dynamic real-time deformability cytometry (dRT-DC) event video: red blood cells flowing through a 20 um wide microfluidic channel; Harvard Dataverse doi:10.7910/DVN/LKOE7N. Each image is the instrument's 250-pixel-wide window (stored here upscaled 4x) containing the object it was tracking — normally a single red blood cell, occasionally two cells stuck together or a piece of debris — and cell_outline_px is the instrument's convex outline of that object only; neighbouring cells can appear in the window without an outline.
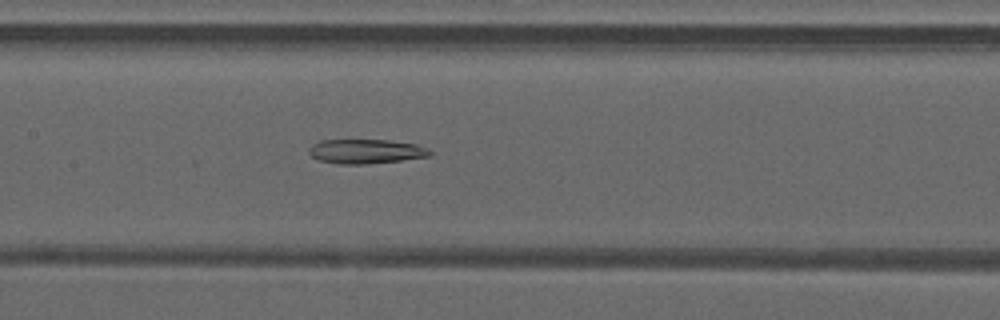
{"species": "common noctule bat (a hibernating species)", "species_latin": "Nyctalus noctula", "temperature_condition": "warm", "stored_images_in_passage": 49, "camera_frame_rate_fps": 3000, "um_per_image_px": 0.085, "animal": {"sex": "male", "forearm_length_mm": 52.5}, "frame": {"image": 1, "passage_image": 24, "time_ms": 7.667, "image_size_px": [1000, 320], "cell_outline_px": [[432, 156], [400, 160], [364, 164], [336, 164], [320, 160], [312, 156], [308, 152], [308, 148], [312, 144], [320, 140], [388, 140], [416, 144], [428, 148], [432, 152]], "centroid_in_image_um": [31.1, 12.86], "position_along_channel_um": 176.3, "area_um2": 17.22}}
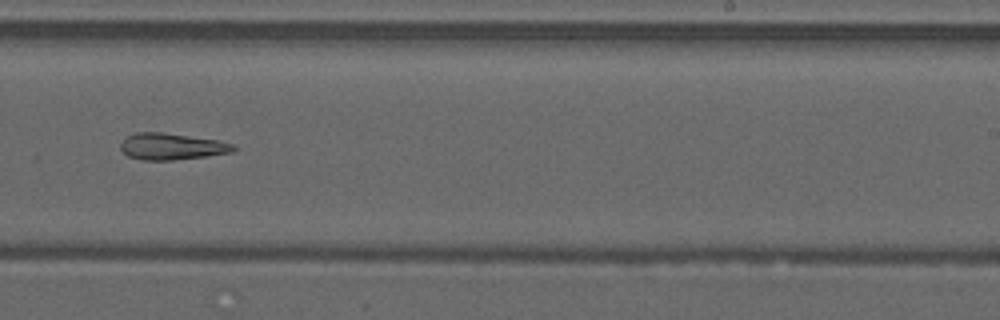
{"frame": {"image": 2, "passage_image": 31, "time_ms": 10.0, "image_size_px": [1000, 320], "cell_outline_px": [[236, 148], [232, 152], [208, 156], [172, 160], [144, 160], [128, 156], [120, 148], [120, 144], [128, 136], [136, 132], [164, 132], [220, 140], [236, 144]], "centroid_in_image_um": [14.64, 12.44], "position_along_channel_um": 274.4, "area_um2": 17.57}}
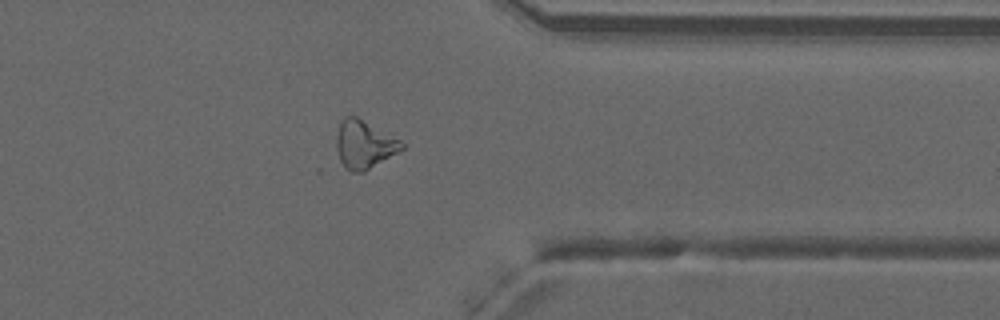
{"frame": {"image": 3, "passage_image": 39, "time_ms": 12.667, "image_size_px": [1000, 320], "cell_outline_px": [[404, 148], [400, 152], [364, 172], [352, 172], [344, 168], [340, 160], [336, 148], [336, 136], [340, 120], [344, 116], [356, 116], [400, 140], [404, 144]], "centroid_in_image_um": [30.94, 12.29], "position_along_channel_um": 380.5, "area_um2": 18.44}}